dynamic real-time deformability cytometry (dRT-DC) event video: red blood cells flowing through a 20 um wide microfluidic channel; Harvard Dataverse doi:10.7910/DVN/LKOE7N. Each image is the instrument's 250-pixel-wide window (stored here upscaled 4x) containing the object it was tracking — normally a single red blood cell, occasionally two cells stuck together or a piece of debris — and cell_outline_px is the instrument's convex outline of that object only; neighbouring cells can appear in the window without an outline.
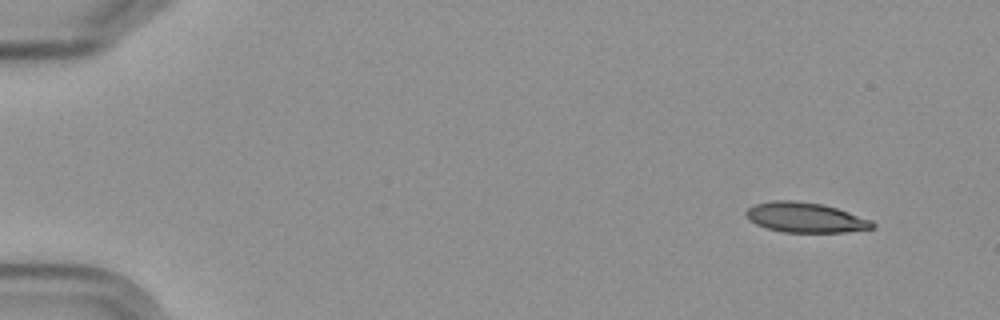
{"species": "Egyptian fruit bat (a non-hibernating species)", "species_latin": "Rousettus aegyptiacus", "temperature_condition": "cold", "stored_images_in_passage": 4, "camera_frame_rate_fps": 3000, "um_per_image_px": 0.085, "frame": {"image": 1, "passage_image": 1, "time_ms": 0.0, "image_size_px": [1000, 320], "cell_outline_px": [[876, 224], [872, 228], [844, 232], [784, 232], [768, 228], [756, 224], [748, 220], [744, 216], [744, 212], [748, 208], [756, 204], [772, 200], [792, 200], [824, 204], [872, 220]], "centroid_in_image_um": [68.42, 18.48], "position_along_channel_um": 16.6, "area_um2": 22.08}}
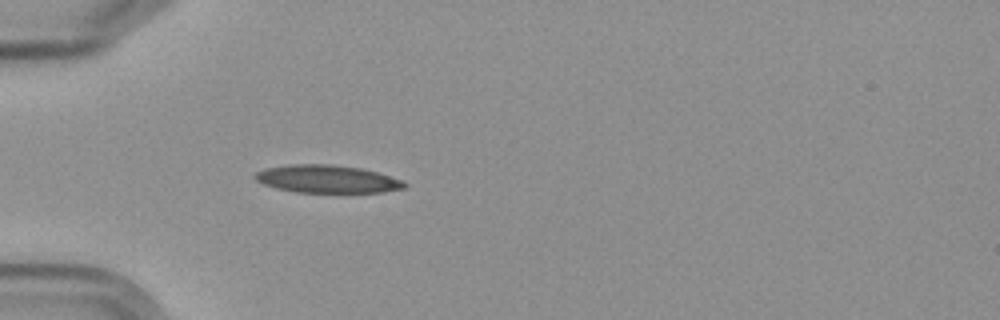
{"frame": {"image": 2, "passage_image": 4, "time_ms": 4.333, "image_size_px": [1000, 320], "cell_outline_px": [[408, 184], [404, 188], [384, 192], [296, 192], [276, 188], [264, 184], [256, 180], [252, 176], [256, 172], [264, 168], [288, 164], [328, 164], [360, 168], [376, 172], [400, 180]], "centroid_in_image_um": [27.75, 15.21], "position_along_channel_um": 57.3, "area_um2": 24.04}}